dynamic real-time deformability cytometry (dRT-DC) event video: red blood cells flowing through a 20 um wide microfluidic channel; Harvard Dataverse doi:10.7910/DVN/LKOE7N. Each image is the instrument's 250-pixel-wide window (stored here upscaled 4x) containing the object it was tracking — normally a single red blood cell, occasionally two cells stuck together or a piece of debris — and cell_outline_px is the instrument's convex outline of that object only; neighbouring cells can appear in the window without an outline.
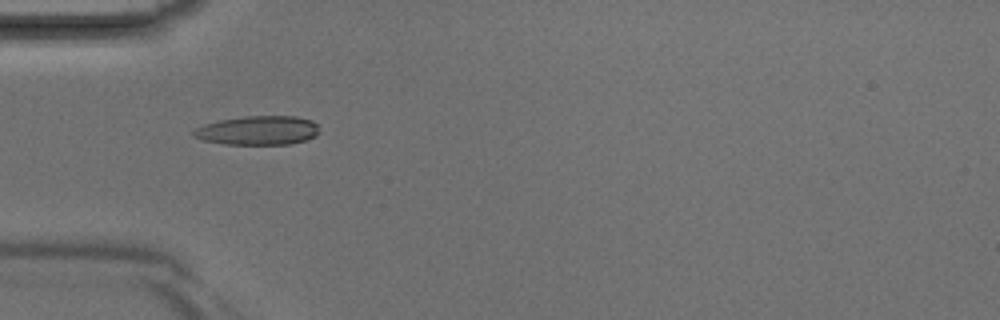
{"species": "Egyptian fruit bat (a non-hibernating species)", "species_latin": "Rousettus aegyptiacus", "temperature_condition": "room temperature", "stored_images_in_passage": 4, "camera_frame_rate_fps": 3000, "um_per_image_px": 0.085, "animal": {"sex": "male"}, "frame": {"image": 1, "passage_image": 4, "time_ms": 1.0, "image_size_px": [1000, 320], "cell_outline_px": [[320, 132], [316, 136], [308, 140], [288, 144], [224, 144], [204, 140], [192, 136], [192, 132], [196, 128], [204, 124], [220, 120], [244, 116], [296, 116], [312, 120], [316, 124]], "centroid_in_image_um": [21.95, 11.08], "position_along_channel_um": 63.0, "area_um2": 21.39}}